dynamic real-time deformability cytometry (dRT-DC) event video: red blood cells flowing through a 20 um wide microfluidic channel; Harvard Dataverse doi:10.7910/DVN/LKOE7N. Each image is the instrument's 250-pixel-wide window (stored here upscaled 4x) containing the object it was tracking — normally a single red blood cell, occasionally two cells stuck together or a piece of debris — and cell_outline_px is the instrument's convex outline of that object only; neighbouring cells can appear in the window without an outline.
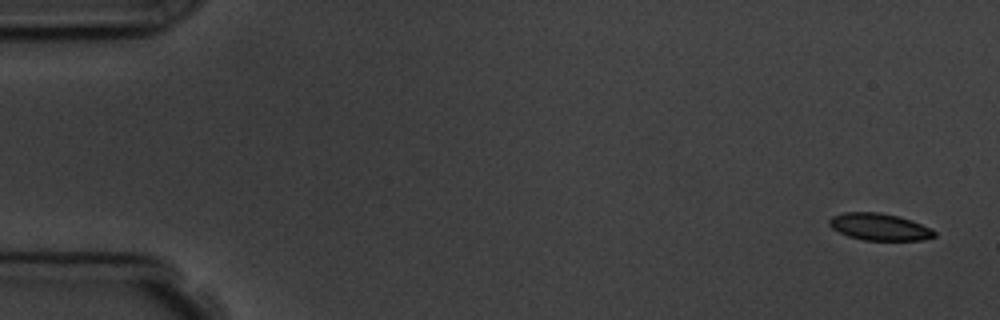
{"species": "common noctule bat (a hibernating species)", "species_latin": "Nyctalus noctula", "temperature_condition": "room temperature", "stored_images_in_passage": 5, "camera_frame_rate_fps": 3000, "um_per_image_px": 0.085, "animal": {"sex": "male", "body_mass_g": 19.5, "forearm_length_mm": 54.6}, "frame": {"image": 1, "passage_image": 1, "time_ms": 0.0, "image_size_px": [1000, 320], "cell_outline_px": [[936, 236], [920, 240], [864, 240], [848, 236], [832, 228], [828, 224], [828, 220], [832, 216], [844, 212], [880, 212], [900, 216], [912, 220], [932, 228], [936, 232]], "centroid_in_image_um": [74.76, 19.27], "position_along_channel_um": 10.2, "area_um2": 16.65}}
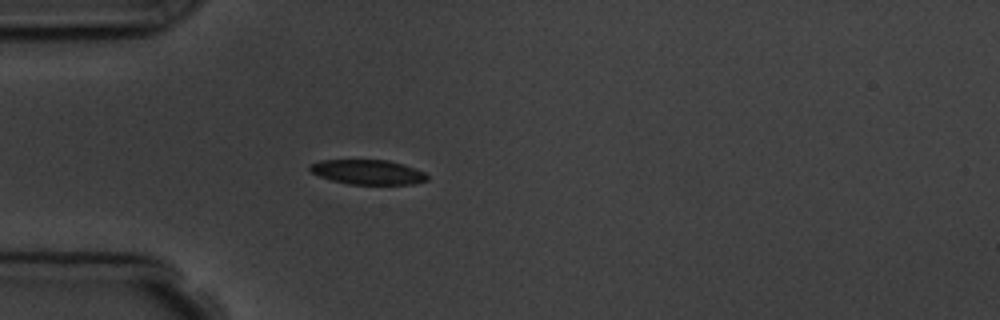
{"frame": {"image": 2, "passage_image": 5, "time_ms": 4.667, "image_size_px": [1000, 320], "cell_outline_px": [[428, 180], [412, 184], [348, 184], [332, 180], [320, 176], [312, 172], [308, 168], [308, 164], [320, 160], [388, 160], [404, 164], [424, 172], [428, 176]], "centroid_in_image_um": [31.25, 14.62], "position_along_channel_um": 53.7, "area_um2": 16.88}}